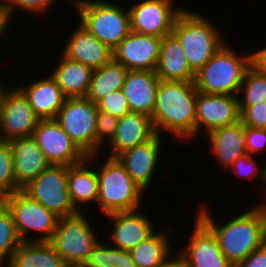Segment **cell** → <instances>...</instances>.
<instances>
[{
    "mask_svg": "<svg viewBox=\"0 0 266 267\" xmlns=\"http://www.w3.org/2000/svg\"><path fill=\"white\" fill-rule=\"evenodd\" d=\"M198 210L196 216L213 232L222 253L235 267L266 243V212L262 204L231 217L225 224L212 217L207 205L200 204Z\"/></svg>",
    "mask_w": 266,
    "mask_h": 267,
    "instance_id": "1",
    "label": "cell"
},
{
    "mask_svg": "<svg viewBox=\"0 0 266 267\" xmlns=\"http://www.w3.org/2000/svg\"><path fill=\"white\" fill-rule=\"evenodd\" d=\"M197 93L194 81L160 80L151 116L157 134L166 130L186 141L196 137Z\"/></svg>",
    "mask_w": 266,
    "mask_h": 267,
    "instance_id": "2",
    "label": "cell"
},
{
    "mask_svg": "<svg viewBox=\"0 0 266 267\" xmlns=\"http://www.w3.org/2000/svg\"><path fill=\"white\" fill-rule=\"evenodd\" d=\"M255 60V51L237 54L226 42L196 72V89L206 94L238 96L245 73Z\"/></svg>",
    "mask_w": 266,
    "mask_h": 267,
    "instance_id": "3",
    "label": "cell"
},
{
    "mask_svg": "<svg viewBox=\"0 0 266 267\" xmlns=\"http://www.w3.org/2000/svg\"><path fill=\"white\" fill-rule=\"evenodd\" d=\"M210 21L184 8L173 25L172 34L179 40L188 64L195 73L226 43L224 34Z\"/></svg>",
    "mask_w": 266,
    "mask_h": 267,
    "instance_id": "4",
    "label": "cell"
},
{
    "mask_svg": "<svg viewBox=\"0 0 266 267\" xmlns=\"http://www.w3.org/2000/svg\"><path fill=\"white\" fill-rule=\"evenodd\" d=\"M103 163L95 168L98 177L96 204L100 213L106 216L141 209L144 191L126 172L125 166L118 158L111 157Z\"/></svg>",
    "mask_w": 266,
    "mask_h": 267,
    "instance_id": "5",
    "label": "cell"
},
{
    "mask_svg": "<svg viewBox=\"0 0 266 267\" xmlns=\"http://www.w3.org/2000/svg\"><path fill=\"white\" fill-rule=\"evenodd\" d=\"M79 22L112 50L129 34V11L109 0H73Z\"/></svg>",
    "mask_w": 266,
    "mask_h": 267,
    "instance_id": "6",
    "label": "cell"
},
{
    "mask_svg": "<svg viewBox=\"0 0 266 267\" xmlns=\"http://www.w3.org/2000/svg\"><path fill=\"white\" fill-rule=\"evenodd\" d=\"M87 212L58 219L57 229L49 242L67 266L83 267L93 248L101 240L91 226Z\"/></svg>",
    "mask_w": 266,
    "mask_h": 267,
    "instance_id": "7",
    "label": "cell"
},
{
    "mask_svg": "<svg viewBox=\"0 0 266 267\" xmlns=\"http://www.w3.org/2000/svg\"><path fill=\"white\" fill-rule=\"evenodd\" d=\"M1 201L10 210L16 231L22 242L51 241L57 229L58 216L32 199L22 189L4 196ZM37 233L40 234L38 237L30 238L29 234Z\"/></svg>",
    "mask_w": 266,
    "mask_h": 267,
    "instance_id": "8",
    "label": "cell"
},
{
    "mask_svg": "<svg viewBox=\"0 0 266 267\" xmlns=\"http://www.w3.org/2000/svg\"><path fill=\"white\" fill-rule=\"evenodd\" d=\"M98 108L86 97L67 98L55 120L86 155H96Z\"/></svg>",
    "mask_w": 266,
    "mask_h": 267,
    "instance_id": "9",
    "label": "cell"
},
{
    "mask_svg": "<svg viewBox=\"0 0 266 267\" xmlns=\"http://www.w3.org/2000/svg\"><path fill=\"white\" fill-rule=\"evenodd\" d=\"M68 166L50 165L22 190L59 218L78 213L67 188Z\"/></svg>",
    "mask_w": 266,
    "mask_h": 267,
    "instance_id": "10",
    "label": "cell"
},
{
    "mask_svg": "<svg viewBox=\"0 0 266 267\" xmlns=\"http://www.w3.org/2000/svg\"><path fill=\"white\" fill-rule=\"evenodd\" d=\"M39 121L24 93L16 86L6 88L0 107L2 141L33 136Z\"/></svg>",
    "mask_w": 266,
    "mask_h": 267,
    "instance_id": "11",
    "label": "cell"
},
{
    "mask_svg": "<svg viewBox=\"0 0 266 267\" xmlns=\"http://www.w3.org/2000/svg\"><path fill=\"white\" fill-rule=\"evenodd\" d=\"M175 0H141L128 8L131 31L163 37L172 33L177 15L184 9ZM174 3V4H173Z\"/></svg>",
    "mask_w": 266,
    "mask_h": 267,
    "instance_id": "12",
    "label": "cell"
},
{
    "mask_svg": "<svg viewBox=\"0 0 266 267\" xmlns=\"http://www.w3.org/2000/svg\"><path fill=\"white\" fill-rule=\"evenodd\" d=\"M32 137L51 165L70 166L87 157L55 119L40 120Z\"/></svg>",
    "mask_w": 266,
    "mask_h": 267,
    "instance_id": "13",
    "label": "cell"
},
{
    "mask_svg": "<svg viewBox=\"0 0 266 267\" xmlns=\"http://www.w3.org/2000/svg\"><path fill=\"white\" fill-rule=\"evenodd\" d=\"M238 97L224 94H206L198 91L196 97V137L202 130L208 135L215 129L235 124L240 120Z\"/></svg>",
    "mask_w": 266,
    "mask_h": 267,
    "instance_id": "14",
    "label": "cell"
},
{
    "mask_svg": "<svg viewBox=\"0 0 266 267\" xmlns=\"http://www.w3.org/2000/svg\"><path fill=\"white\" fill-rule=\"evenodd\" d=\"M162 37L130 31L113 49V59L128 70L155 71Z\"/></svg>",
    "mask_w": 266,
    "mask_h": 267,
    "instance_id": "15",
    "label": "cell"
},
{
    "mask_svg": "<svg viewBox=\"0 0 266 267\" xmlns=\"http://www.w3.org/2000/svg\"><path fill=\"white\" fill-rule=\"evenodd\" d=\"M193 226L188 244L180 249L188 267H235L222 253L213 232L197 216Z\"/></svg>",
    "mask_w": 266,
    "mask_h": 267,
    "instance_id": "16",
    "label": "cell"
},
{
    "mask_svg": "<svg viewBox=\"0 0 266 267\" xmlns=\"http://www.w3.org/2000/svg\"><path fill=\"white\" fill-rule=\"evenodd\" d=\"M161 137L156 134L151 140L128 149L117 157L133 181L145 193L155 178V170L159 166L161 145H163Z\"/></svg>",
    "mask_w": 266,
    "mask_h": 267,
    "instance_id": "17",
    "label": "cell"
},
{
    "mask_svg": "<svg viewBox=\"0 0 266 267\" xmlns=\"http://www.w3.org/2000/svg\"><path fill=\"white\" fill-rule=\"evenodd\" d=\"M105 217L113 223V228H110L111 246L124 251L132 250L155 231L152 219L140 210L117 212Z\"/></svg>",
    "mask_w": 266,
    "mask_h": 267,
    "instance_id": "18",
    "label": "cell"
},
{
    "mask_svg": "<svg viewBox=\"0 0 266 267\" xmlns=\"http://www.w3.org/2000/svg\"><path fill=\"white\" fill-rule=\"evenodd\" d=\"M72 31L62 53L75 61L98 69L113 59V50L92 35L83 25Z\"/></svg>",
    "mask_w": 266,
    "mask_h": 267,
    "instance_id": "19",
    "label": "cell"
},
{
    "mask_svg": "<svg viewBox=\"0 0 266 267\" xmlns=\"http://www.w3.org/2000/svg\"><path fill=\"white\" fill-rule=\"evenodd\" d=\"M157 134L152 118L148 115L129 112L118 119L114 139L107 146L108 157L117 158L124 151L151 140Z\"/></svg>",
    "mask_w": 266,
    "mask_h": 267,
    "instance_id": "20",
    "label": "cell"
},
{
    "mask_svg": "<svg viewBox=\"0 0 266 267\" xmlns=\"http://www.w3.org/2000/svg\"><path fill=\"white\" fill-rule=\"evenodd\" d=\"M27 97L34 113L40 120L55 119L67 97L55 79L49 74L47 78H36L28 85H16Z\"/></svg>",
    "mask_w": 266,
    "mask_h": 267,
    "instance_id": "21",
    "label": "cell"
},
{
    "mask_svg": "<svg viewBox=\"0 0 266 267\" xmlns=\"http://www.w3.org/2000/svg\"><path fill=\"white\" fill-rule=\"evenodd\" d=\"M159 82L155 71H128L121 90L128 100L130 112L152 116Z\"/></svg>",
    "mask_w": 266,
    "mask_h": 267,
    "instance_id": "22",
    "label": "cell"
},
{
    "mask_svg": "<svg viewBox=\"0 0 266 267\" xmlns=\"http://www.w3.org/2000/svg\"><path fill=\"white\" fill-rule=\"evenodd\" d=\"M9 143L13 154L15 181L22 189L51 164L32 136L15 138L9 140Z\"/></svg>",
    "mask_w": 266,
    "mask_h": 267,
    "instance_id": "23",
    "label": "cell"
},
{
    "mask_svg": "<svg viewBox=\"0 0 266 267\" xmlns=\"http://www.w3.org/2000/svg\"><path fill=\"white\" fill-rule=\"evenodd\" d=\"M98 156V154L90 155L83 161L68 166L67 188L71 202L78 212H84V209H89L88 203L94 204L97 201L98 177L95 166L94 168L91 166Z\"/></svg>",
    "mask_w": 266,
    "mask_h": 267,
    "instance_id": "24",
    "label": "cell"
},
{
    "mask_svg": "<svg viewBox=\"0 0 266 267\" xmlns=\"http://www.w3.org/2000/svg\"><path fill=\"white\" fill-rule=\"evenodd\" d=\"M206 136L217 163L226 170L238 157L246 154L245 125L241 120L215 129Z\"/></svg>",
    "mask_w": 266,
    "mask_h": 267,
    "instance_id": "25",
    "label": "cell"
},
{
    "mask_svg": "<svg viewBox=\"0 0 266 267\" xmlns=\"http://www.w3.org/2000/svg\"><path fill=\"white\" fill-rule=\"evenodd\" d=\"M155 73L160 80L195 81L196 73L189 66L184 49L172 33L162 37Z\"/></svg>",
    "mask_w": 266,
    "mask_h": 267,
    "instance_id": "26",
    "label": "cell"
},
{
    "mask_svg": "<svg viewBox=\"0 0 266 267\" xmlns=\"http://www.w3.org/2000/svg\"><path fill=\"white\" fill-rule=\"evenodd\" d=\"M61 54L59 63L57 62L50 75L67 98L86 97L93 69Z\"/></svg>",
    "mask_w": 266,
    "mask_h": 267,
    "instance_id": "27",
    "label": "cell"
},
{
    "mask_svg": "<svg viewBox=\"0 0 266 267\" xmlns=\"http://www.w3.org/2000/svg\"><path fill=\"white\" fill-rule=\"evenodd\" d=\"M9 267H68L49 242H21Z\"/></svg>",
    "mask_w": 266,
    "mask_h": 267,
    "instance_id": "28",
    "label": "cell"
},
{
    "mask_svg": "<svg viewBox=\"0 0 266 267\" xmlns=\"http://www.w3.org/2000/svg\"><path fill=\"white\" fill-rule=\"evenodd\" d=\"M128 71L125 66L114 59L94 69L86 98L96 104L112 92L122 89Z\"/></svg>",
    "mask_w": 266,
    "mask_h": 267,
    "instance_id": "29",
    "label": "cell"
},
{
    "mask_svg": "<svg viewBox=\"0 0 266 267\" xmlns=\"http://www.w3.org/2000/svg\"><path fill=\"white\" fill-rule=\"evenodd\" d=\"M169 233L167 230L154 231L129 251L136 267H157L170 253L176 250L171 247Z\"/></svg>",
    "mask_w": 266,
    "mask_h": 267,
    "instance_id": "30",
    "label": "cell"
},
{
    "mask_svg": "<svg viewBox=\"0 0 266 267\" xmlns=\"http://www.w3.org/2000/svg\"><path fill=\"white\" fill-rule=\"evenodd\" d=\"M237 97L239 106L266 102V68L257 59L247 69Z\"/></svg>",
    "mask_w": 266,
    "mask_h": 267,
    "instance_id": "31",
    "label": "cell"
},
{
    "mask_svg": "<svg viewBox=\"0 0 266 267\" xmlns=\"http://www.w3.org/2000/svg\"><path fill=\"white\" fill-rule=\"evenodd\" d=\"M83 267H136V264L129 251L99 241Z\"/></svg>",
    "mask_w": 266,
    "mask_h": 267,
    "instance_id": "32",
    "label": "cell"
},
{
    "mask_svg": "<svg viewBox=\"0 0 266 267\" xmlns=\"http://www.w3.org/2000/svg\"><path fill=\"white\" fill-rule=\"evenodd\" d=\"M10 210L0 200V264H7L21 243Z\"/></svg>",
    "mask_w": 266,
    "mask_h": 267,
    "instance_id": "33",
    "label": "cell"
},
{
    "mask_svg": "<svg viewBox=\"0 0 266 267\" xmlns=\"http://www.w3.org/2000/svg\"><path fill=\"white\" fill-rule=\"evenodd\" d=\"M21 188L14 177L13 154L9 141L0 142V200Z\"/></svg>",
    "mask_w": 266,
    "mask_h": 267,
    "instance_id": "34",
    "label": "cell"
},
{
    "mask_svg": "<svg viewBox=\"0 0 266 267\" xmlns=\"http://www.w3.org/2000/svg\"><path fill=\"white\" fill-rule=\"evenodd\" d=\"M118 119V117L98 110L96 116V154L101 152L100 150L104 147L102 145H105V143L109 145L114 139Z\"/></svg>",
    "mask_w": 266,
    "mask_h": 267,
    "instance_id": "35",
    "label": "cell"
},
{
    "mask_svg": "<svg viewBox=\"0 0 266 267\" xmlns=\"http://www.w3.org/2000/svg\"><path fill=\"white\" fill-rule=\"evenodd\" d=\"M98 110L108 113L111 116L123 117L130 112L128 100L123 95L122 90L112 92L96 103Z\"/></svg>",
    "mask_w": 266,
    "mask_h": 267,
    "instance_id": "36",
    "label": "cell"
},
{
    "mask_svg": "<svg viewBox=\"0 0 266 267\" xmlns=\"http://www.w3.org/2000/svg\"><path fill=\"white\" fill-rule=\"evenodd\" d=\"M256 158L254 156L249 155L248 153L244 154L241 157H238L236 161L229 167L231 168V172H235L236 176L244 177V178H257L259 181H262V185L264 182V166L259 167L256 163Z\"/></svg>",
    "mask_w": 266,
    "mask_h": 267,
    "instance_id": "37",
    "label": "cell"
},
{
    "mask_svg": "<svg viewBox=\"0 0 266 267\" xmlns=\"http://www.w3.org/2000/svg\"><path fill=\"white\" fill-rule=\"evenodd\" d=\"M56 0H6L7 11L10 19L16 11H26L30 14L36 15L47 14L49 8L54 4ZM16 10V11H15Z\"/></svg>",
    "mask_w": 266,
    "mask_h": 267,
    "instance_id": "38",
    "label": "cell"
},
{
    "mask_svg": "<svg viewBox=\"0 0 266 267\" xmlns=\"http://www.w3.org/2000/svg\"><path fill=\"white\" fill-rule=\"evenodd\" d=\"M240 120L245 127L266 129V102L253 106H239Z\"/></svg>",
    "mask_w": 266,
    "mask_h": 267,
    "instance_id": "39",
    "label": "cell"
},
{
    "mask_svg": "<svg viewBox=\"0 0 266 267\" xmlns=\"http://www.w3.org/2000/svg\"><path fill=\"white\" fill-rule=\"evenodd\" d=\"M246 153L253 156L266 149V129L245 127Z\"/></svg>",
    "mask_w": 266,
    "mask_h": 267,
    "instance_id": "40",
    "label": "cell"
},
{
    "mask_svg": "<svg viewBox=\"0 0 266 267\" xmlns=\"http://www.w3.org/2000/svg\"><path fill=\"white\" fill-rule=\"evenodd\" d=\"M236 267H266V243L252 251Z\"/></svg>",
    "mask_w": 266,
    "mask_h": 267,
    "instance_id": "41",
    "label": "cell"
},
{
    "mask_svg": "<svg viewBox=\"0 0 266 267\" xmlns=\"http://www.w3.org/2000/svg\"><path fill=\"white\" fill-rule=\"evenodd\" d=\"M177 253L176 251L175 254L173 252L170 253V255H168L157 267H188V264L180 251Z\"/></svg>",
    "mask_w": 266,
    "mask_h": 267,
    "instance_id": "42",
    "label": "cell"
},
{
    "mask_svg": "<svg viewBox=\"0 0 266 267\" xmlns=\"http://www.w3.org/2000/svg\"><path fill=\"white\" fill-rule=\"evenodd\" d=\"M10 17L7 11L6 0H0V36L3 37L6 31L9 30ZM0 37V39H1Z\"/></svg>",
    "mask_w": 266,
    "mask_h": 267,
    "instance_id": "43",
    "label": "cell"
},
{
    "mask_svg": "<svg viewBox=\"0 0 266 267\" xmlns=\"http://www.w3.org/2000/svg\"><path fill=\"white\" fill-rule=\"evenodd\" d=\"M256 59L266 68V47L256 51Z\"/></svg>",
    "mask_w": 266,
    "mask_h": 267,
    "instance_id": "44",
    "label": "cell"
},
{
    "mask_svg": "<svg viewBox=\"0 0 266 267\" xmlns=\"http://www.w3.org/2000/svg\"><path fill=\"white\" fill-rule=\"evenodd\" d=\"M262 186H264V189H265L264 192H266V168H264V182H263V185ZM264 195H265L264 198L266 199V193ZM264 201L260 202L259 204L266 203V200H264Z\"/></svg>",
    "mask_w": 266,
    "mask_h": 267,
    "instance_id": "45",
    "label": "cell"
},
{
    "mask_svg": "<svg viewBox=\"0 0 266 267\" xmlns=\"http://www.w3.org/2000/svg\"><path fill=\"white\" fill-rule=\"evenodd\" d=\"M6 88H7V87L4 86L3 83L1 84V82H0V107H1V100H2L4 91L6 90Z\"/></svg>",
    "mask_w": 266,
    "mask_h": 267,
    "instance_id": "46",
    "label": "cell"
},
{
    "mask_svg": "<svg viewBox=\"0 0 266 267\" xmlns=\"http://www.w3.org/2000/svg\"><path fill=\"white\" fill-rule=\"evenodd\" d=\"M0 267H9L7 264H0Z\"/></svg>",
    "mask_w": 266,
    "mask_h": 267,
    "instance_id": "47",
    "label": "cell"
},
{
    "mask_svg": "<svg viewBox=\"0 0 266 267\" xmlns=\"http://www.w3.org/2000/svg\"><path fill=\"white\" fill-rule=\"evenodd\" d=\"M262 205H263L264 210H265V212H266V203H263Z\"/></svg>",
    "mask_w": 266,
    "mask_h": 267,
    "instance_id": "48",
    "label": "cell"
}]
</instances>
